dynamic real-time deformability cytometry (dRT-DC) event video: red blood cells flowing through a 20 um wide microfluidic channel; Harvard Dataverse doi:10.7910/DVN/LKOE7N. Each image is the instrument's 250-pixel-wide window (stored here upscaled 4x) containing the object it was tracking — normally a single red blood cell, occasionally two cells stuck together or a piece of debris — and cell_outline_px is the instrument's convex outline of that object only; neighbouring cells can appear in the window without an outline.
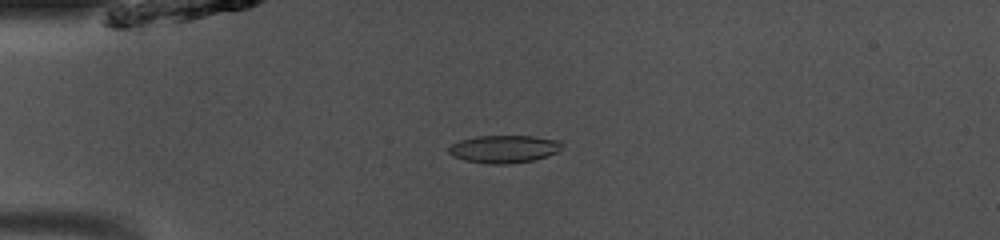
{"species": "common noctule bat (a hibernating species)", "species_latin": "Nyctalus noctula", "temperature_condition": "room temperature", "stored_images_in_passage": 37, "camera_frame_rate_fps": 3000, "um_per_image_px": 0.085, "animal": {"sex": "male", "body_mass_g": 13.0, "forearm_length_mm": 53.1}, "frame": {"image": 1, "passage_image": 1, "time_ms": 0.0, "image_size_px": [1000, 240], "cell_outline_px": [[564, 148], [548, 156], [532, 160], [504, 164], [488, 164], [464, 160], [452, 156], [448, 152], [448, 148], [452, 144], [460, 140], [476, 136], [532, 136], [564, 140]], "centroid_in_image_um": [42.89, 12.65], "position_along_channel_um": 42.1, "area_um2": 18.5}}
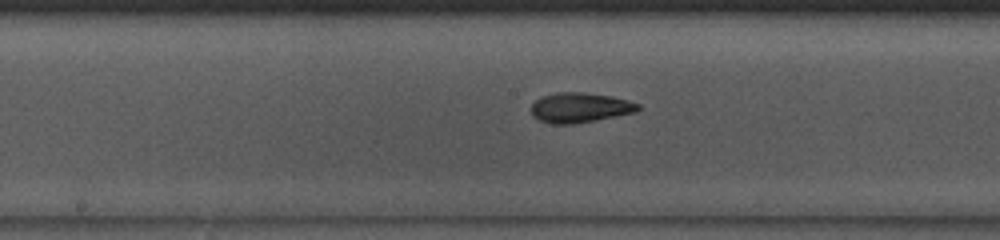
{"frame": {"image": 2, "passage_image": 14, "time_ms": 4.333, "image_size_px": [1000, 240], "cell_outline_px": [[640, 108], [632, 112], [572, 124], [552, 124], [540, 120], [532, 116], [532, 104], [536, 100], [544, 96], [556, 92], [584, 92], [612, 96], [628, 100], [640, 104]], "centroid_in_image_um": [49.26, 9.13], "position_along_channel_um": 198.9, "area_um2": 18.26}}
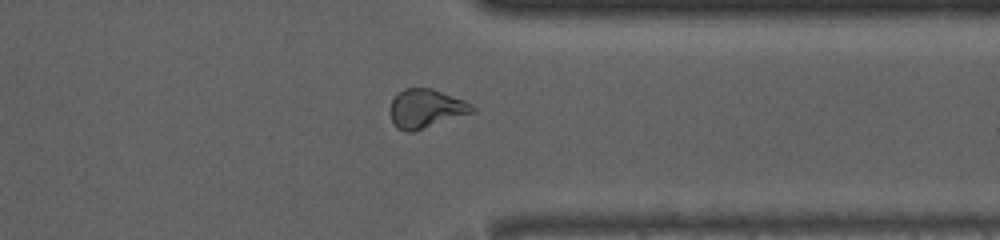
{"frame": {"image": 3, "passage_image": 27, "time_ms": 8.667, "image_size_px": [1000, 240], "cell_outline_px": [[476, 112], [412, 132], [404, 132], [396, 128], [392, 124], [392, 100], [404, 88], [432, 88], [464, 100], [472, 104], [476, 108]], "centroid_in_image_um": [36.25, 9.24], "position_along_channel_um": 375.2, "area_um2": 18.55}, "authors_computed_cell_mechanics": {"area_um2": 18.3804, "velocity_mm_per_s": 4.1071, "shape_relaxation_time_tau1_ms": 2.6228, "shape_relaxation_time_tau2_ms": 2.8001, "deformation_change_tau1": 0.1324, "deformation_change_tau2": 0.066}}